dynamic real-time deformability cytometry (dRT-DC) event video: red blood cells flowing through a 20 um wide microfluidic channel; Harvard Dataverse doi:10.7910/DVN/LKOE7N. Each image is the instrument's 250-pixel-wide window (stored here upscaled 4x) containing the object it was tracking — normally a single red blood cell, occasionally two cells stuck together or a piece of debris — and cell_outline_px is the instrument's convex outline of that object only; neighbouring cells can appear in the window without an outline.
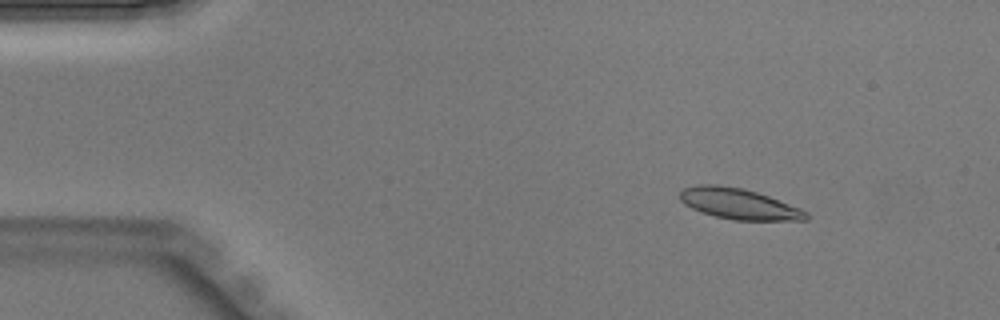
{"species": "Egyptian fruit bat (a non-hibernating species)", "species_latin": "Rousettus aegyptiacus", "temperature_condition": "warm", "stored_images_in_passage": 43, "camera_frame_rate_fps": 3000, "um_per_image_px": 0.085, "animal": {"sex": "male"}, "frame": {"image": 1, "passage_image": 5, "time_ms": 1.333, "image_size_px": [1000, 320], "cell_outline_px": [[808, 220], [732, 220], [700, 212], [684, 204], [680, 200], [680, 192], [684, 188], [700, 184], [716, 184], [744, 188], [768, 196], [800, 208], [808, 212]], "centroid_in_image_um": [62.79, 17.32], "position_along_channel_um": 22.2, "area_um2": 22.6}}
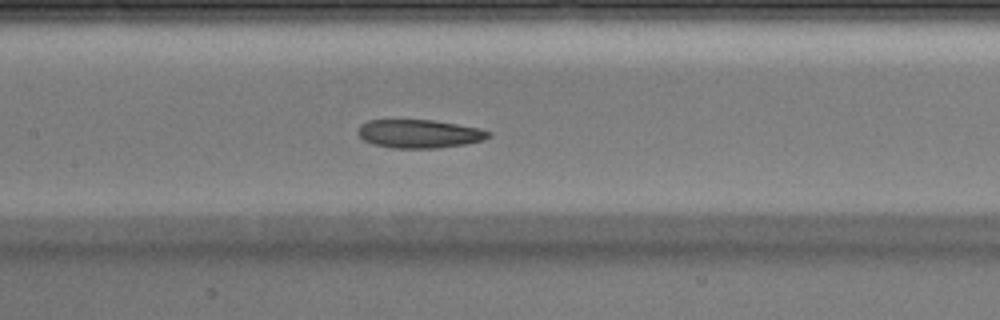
{"frame": {"image": 2, "passage_image": 20, "time_ms": 6.333, "image_size_px": [1000, 320], "cell_outline_px": [[492, 136], [484, 140], [464, 144], [440, 148], [392, 148], [372, 144], [364, 140], [356, 132], [360, 124], [368, 120], [436, 120], [480, 128], [492, 132]], "centroid_in_image_um": [35.65, 11.37], "position_along_channel_um": 171.7, "area_um2": 21.91}}
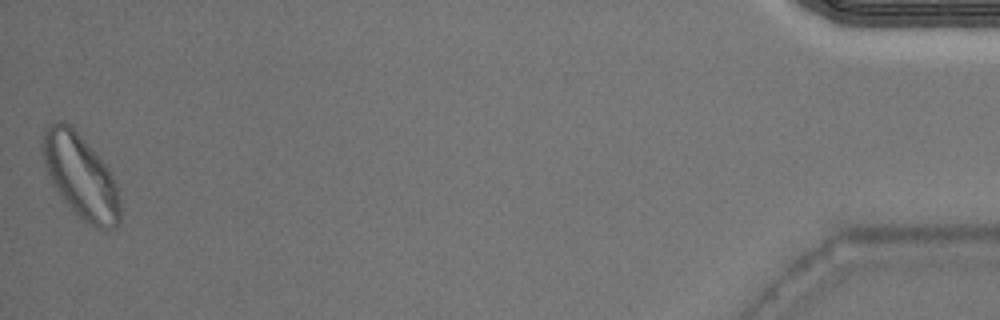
{"frame": {"image": 3, "passage_image": 43, "time_ms": 14.0, "image_size_px": [1000, 320], "cell_outline_px": [[120, 224], [116, 228], [96, 228], [76, 216], [60, 196], [44, 164], [40, 148], [40, 144], [44, 132], [48, 124], [56, 120], [60, 120], [72, 124], [108, 168], [116, 184], [120, 208]], "centroid_in_image_um": [6.83, 14.95], "position_along_channel_um": 428.4, "area_um2": 38.09}}